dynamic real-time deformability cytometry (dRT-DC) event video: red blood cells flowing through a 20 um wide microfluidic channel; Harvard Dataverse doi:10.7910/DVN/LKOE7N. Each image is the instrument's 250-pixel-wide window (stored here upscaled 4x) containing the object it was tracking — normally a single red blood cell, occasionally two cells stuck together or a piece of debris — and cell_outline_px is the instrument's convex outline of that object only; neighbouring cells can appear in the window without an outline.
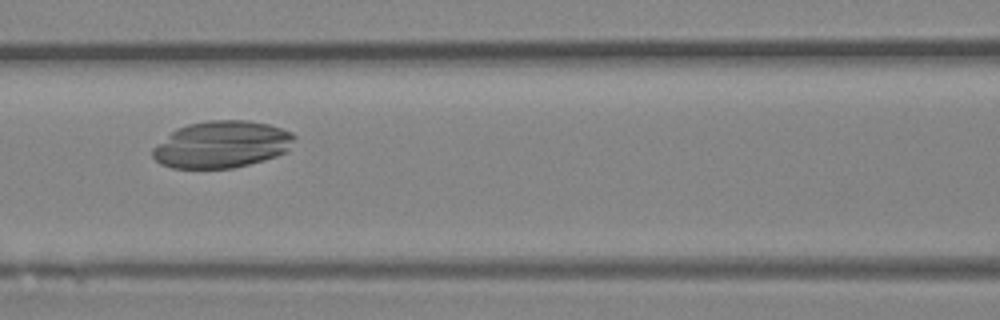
{"species": "Egyptian fruit bat (a non-hibernating species)", "species_latin": "Rousettus aegyptiacus", "temperature_condition": "room temperature", "stored_images_in_passage": 47, "camera_frame_rate_fps": 3000, "um_per_image_px": 0.085, "animal": {"sex": "female"}, "frame": {"image": 1, "passage_image": 21, "time_ms": 6.667, "image_size_px": [1000, 320], "cell_outline_px": [[296, 136], [288, 148], [284, 152], [276, 156], [264, 160], [232, 168], [172, 168], [160, 164], [152, 156], [152, 148], [176, 128], [188, 124], [208, 120], [248, 120], [268, 124], [292, 132]], "centroid_in_image_um": [18.82, 12.27], "position_along_channel_um": 147.8, "area_um2": 38.67}}
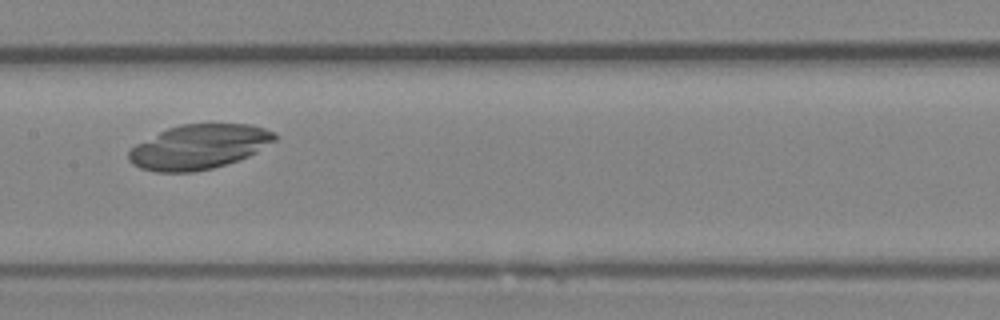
{"frame": {"image": 2, "passage_image": 24, "time_ms": 7.667, "image_size_px": [1000, 320], "cell_outline_px": [[276, 140], [256, 152], [248, 156], [212, 168], [192, 172], [156, 172], [140, 168], [132, 164], [128, 160], [128, 152], [136, 144], [168, 128], [180, 124], [252, 124], [264, 128], [272, 132], [276, 136]], "centroid_in_image_um": [16.89, 12.48], "position_along_channel_um": 190.5, "area_um2": 37.63}}
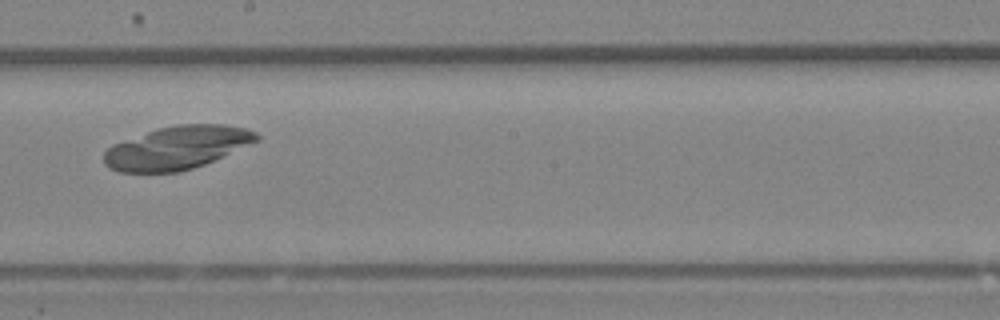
{"frame": {"image": 3, "passage_image": 27, "time_ms": 8.667, "image_size_px": [1000, 320], "cell_outline_px": [[260, 140], [204, 164], [180, 172], [120, 172], [108, 168], [104, 164], [104, 152], [112, 144], [156, 128], [176, 124], [224, 124], [248, 128], [256, 132], [260, 136]], "centroid_in_image_um": [15.05, 12.54], "position_along_channel_um": 233.2, "area_um2": 38.49}}